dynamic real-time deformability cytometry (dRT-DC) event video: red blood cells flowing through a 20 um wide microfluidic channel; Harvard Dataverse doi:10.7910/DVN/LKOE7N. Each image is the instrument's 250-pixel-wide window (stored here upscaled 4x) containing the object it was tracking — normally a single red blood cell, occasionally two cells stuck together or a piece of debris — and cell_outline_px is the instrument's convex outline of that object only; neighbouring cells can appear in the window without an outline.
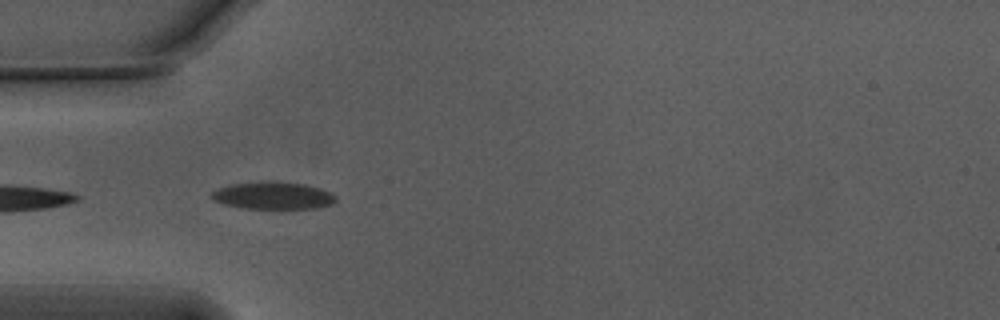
{"species": "Egyptian fruit bat (a non-hibernating species)", "species_latin": "Rousettus aegyptiacus", "temperature_condition": "warm", "stored_images_in_passage": 8, "camera_frame_rate_fps": 3000, "um_per_image_px": 0.085, "animal": {"sex": "male"}, "frame": {"image": 1, "passage_image": 2, "time_ms": 0.333, "image_size_px": [1000, 320], "cell_outline_px": [[336, 200], [332, 204], [316, 208], [244, 208], [224, 204], [212, 200], [208, 196], [212, 192], [220, 188], [232, 184], [264, 180], [304, 184], [320, 188], [332, 192], [336, 196]], "centroid_in_image_um": [23.2, 16.61], "position_along_channel_um": 61.8, "area_um2": 19.88}}